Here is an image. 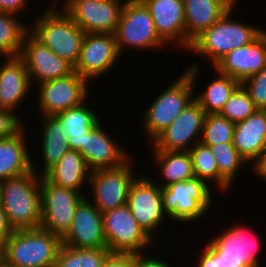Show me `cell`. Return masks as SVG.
Here are the masks:
<instances>
[{"label":"cell","mask_w":266,"mask_h":267,"mask_svg":"<svg viewBox=\"0 0 266 267\" xmlns=\"http://www.w3.org/2000/svg\"><path fill=\"white\" fill-rule=\"evenodd\" d=\"M38 170L0 182V205L14 230L36 229L41 224V194Z\"/></svg>","instance_id":"1"},{"label":"cell","mask_w":266,"mask_h":267,"mask_svg":"<svg viewBox=\"0 0 266 267\" xmlns=\"http://www.w3.org/2000/svg\"><path fill=\"white\" fill-rule=\"evenodd\" d=\"M199 68L198 64H190L145 110L142 128L151 142L195 100Z\"/></svg>","instance_id":"2"},{"label":"cell","mask_w":266,"mask_h":267,"mask_svg":"<svg viewBox=\"0 0 266 267\" xmlns=\"http://www.w3.org/2000/svg\"><path fill=\"white\" fill-rule=\"evenodd\" d=\"M222 232L207 242L195 267H261L257 238L243 225L237 223Z\"/></svg>","instance_id":"3"},{"label":"cell","mask_w":266,"mask_h":267,"mask_svg":"<svg viewBox=\"0 0 266 267\" xmlns=\"http://www.w3.org/2000/svg\"><path fill=\"white\" fill-rule=\"evenodd\" d=\"M58 1L36 18L29 31L52 52L76 65L86 33L65 13L57 9ZM56 4V5H55Z\"/></svg>","instance_id":"4"},{"label":"cell","mask_w":266,"mask_h":267,"mask_svg":"<svg viewBox=\"0 0 266 267\" xmlns=\"http://www.w3.org/2000/svg\"><path fill=\"white\" fill-rule=\"evenodd\" d=\"M234 7L235 5L210 28L198 35L192 41L189 51L210 58L209 61L215 66L227 53L248 45L264 31L256 26L232 20L230 15Z\"/></svg>","instance_id":"5"},{"label":"cell","mask_w":266,"mask_h":267,"mask_svg":"<svg viewBox=\"0 0 266 267\" xmlns=\"http://www.w3.org/2000/svg\"><path fill=\"white\" fill-rule=\"evenodd\" d=\"M62 239L41 227L15 230L2 256L15 267H53Z\"/></svg>","instance_id":"6"},{"label":"cell","mask_w":266,"mask_h":267,"mask_svg":"<svg viewBox=\"0 0 266 267\" xmlns=\"http://www.w3.org/2000/svg\"><path fill=\"white\" fill-rule=\"evenodd\" d=\"M210 188L197 177L161 188L164 213L180 223L197 221L210 209L213 200Z\"/></svg>","instance_id":"7"},{"label":"cell","mask_w":266,"mask_h":267,"mask_svg":"<svg viewBox=\"0 0 266 267\" xmlns=\"http://www.w3.org/2000/svg\"><path fill=\"white\" fill-rule=\"evenodd\" d=\"M114 36L120 54L127 47L147 50L166 44L156 32L149 9L141 0L124 2Z\"/></svg>","instance_id":"8"},{"label":"cell","mask_w":266,"mask_h":267,"mask_svg":"<svg viewBox=\"0 0 266 267\" xmlns=\"http://www.w3.org/2000/svg\"><path fill=\"white\" fill-rule=\"evenodd\" d=\"M40 227L61 239L67 234L78 204L84 194L71 188L59 187L40 178Z\"/></svg>","instance_id":"9"},{"label":"cell","mask_w":266,"mask_h":267,"mask_svg":"<svg viewBox=\"0 0 266 267\" xmlns=\"http://www.w3.org/2000/svg\"><path fill=\"white\" fill-rule=\"evenodd\" d=\"M102 214L104 236L110 252L142 254L143 249L152 247L153 238L136 222L127 204Z\"/></svg>","instance_id":"10"},{"label":"cell","mask_w":266,"mask_h":267,"mask_svg":"<svg viewBox=\"0 0 266 267\" xmlns=\"http://www.w3.org/2000/svg\"><path fill=\"white\" fill-rule=\"evenodd\" d=\"M130 158L120 166L94 170L90 173L88 184L91 189V203L101 212L127 204L129 189L135 175Z\"/></svg>","instance_id":"11"},{"label":"cell","mask_w":266,"mask_h":267,"mask_svg":"<svg viewBox=\"0 0 266 267\" xmlns=\"http://www.w3.org/2000/svg\"><path fill=\"white\" fill-rule=\"evenodd\" d=\"M121 0H65V13L87 33L115 32L124 2Z\"/></svg>","instance_id":"12"},{"label":"cell","mask_w":266,"mask_h":267,"mask_svg":"<svg viewBox=\"0 0 266 267\" xmlns=\"http://www.w3.org/2000/svg\"><path fill=\"white\" fill-rule=\"evenodd\" d=\"M38 108L42 115L59 112L82 104L89 94V82L77 72L47 80L38 85Z\"/></svg>","instance_id":"13"},{"label":"cell","mask_w":266,"mask_h":267,"mask_svg":"<svg viewBox=\"0 0 266 267\" xmlns=\"http://www.w3.org/2000/svg\"><path fill=\"white\" fill-rule=\"evenodd\" d=\"M205 117L206 112L194 100L171 125L149 141L151 148L153 151H189L201 140Z\"/></svg>","instance_id":"14"},{"label":"cell","mask_w":266,"mask_h":267,"mask_svg":"<svg viewBox=\"0 0 266 267\" xmlns=\"http://www.w3.org/2000/svg\"><path fill=\"white\" fill-rule=\"evenodd\" d=\"M143 175V176H142ZM129 189L127 205L136 222L154 239V231L164 224L161 187L154 180L142 174Z\"/></svg>","instance_id":"15"},{"label":"cell","mask_w":266,"mask_h":267,"mask_svg":"<svg viewBox=\"0 0 266 267\" xmlns=\"http://www.w3.org/2000/svg\"><path fill=\"white\" fill-rule=\"evenodd\" d=\"M120 56L113 33H87L73 69L89 82L108 73Z\"/></svg>","instance_id":"16"},{"label":"cell","mask_w":266,"mask_h":267,"mask_svg":"<svg viewBox=\"0 0 266 267\" xmlns=\"http://www.w3.org/2000/svg\"><path fill=\"white\" fill-rule=\"evenodd\" d=\"M19 57L27 67L31 85H33L34 81L41 83L62 78L74 72L70 63L52 52L30 31L23 38Z\"/></svg>","instance_id":"17"},{"label":"cell","mask_w":266,"mask_h":267,"mask_svg":"<svg viewBox=\"0 0 266 267\" xmlns=\"http://www.w3.org/2000/svg\"><path fill=\"white\" fill-rule=\"evenodd\" d=\"M62 244L79 248H107L103 214L85 197L77 206Z\"/></svg>","instance_id":"18"},{"label":"cell","mask_w":266,"mask_h":267,"mask_svg":"<svg viewBox=\"0 0 266 267\" xmlns=\"http://www.w3.org/2000/svg\"><path fill=\"white\" fill-rule=\"evenodd\" d=\"M266 67V30L248 45L227 53L213 68L242 83Z\"/></svg>","instance_id":"19"},{"label":"cell","mask_w":266,"mask_h":267,"mask_svg":"<svg viewBox=\"0 0 266 267\" xmlns=\"http://www.w3.org/2000/svg\"><path fill=\"white\" fill-rule=\"evenodd\" d=\"M112 139L102 128L101 121L85 134L79 152L91 172L120 166L129 159L128 152Z\"/></svg>","instance_id":"20"},{"label":"cell","mask_w":266,"mask_h":267,"mask_svg":"<svg viewBox=\"0 0 266 267\" xmlns=\"http://www.w3.org/2000/svg\"><path fill=\"white\" fill-rule=\"evenodd\" d=\"M149 9L159 37L170 44L178 43L186 49L183 0H141Z\"/></svg>","instance_id":"21"},{"label":"cell","mask_w":266,"mask_h":267,"mask_svg":"<svg viewBox=\"0 0 266 267\" xmlns=\"http://www.w3.org/2000/svg\"><path fill=\"white\" fill-rule=\"evenodd\" d=\"M232 144L248 164L254 165L266 151V110L257 109L236 123Z\"/></svg>","instance_id":"22"},{"label":"cell","mask_w":266,"mask_h":267,"mask_svg":"<svg viewBox=\"0 0 266 267\" xmlns=\"http://www.w3.org/2000/svg\"><path fill=\"white\" fill-rule=\"evenodd\" d=\"M186 49L204 30L216 23L236 3L233 0H183Z\"/></svg>","instance_id":"23"},{"label":"cell","mask_w":266,"mask_h":267,"mask_svg":"<svg viewBox=\"0 0 266 267\" xmlns=\"http://www.w3.org/2000/svg\"><path fill=\"white\" fill-rule=\"evenodd\" d=\"M0 66V108L17 111L21 101L32 87L24 61L19 57H6Z\"/></svg>","instance_id":"24"},{"label":"cell","mask_w":266,"mask_h":267,"mask_svg":"<svg viewBox=\"0 0 266 267\" xmlns=\"http://www.w3.org/2000/svg\"><path fill=\"white\" fill-rule=\"evenodd\" d=\"M91 171L79 151L69 150L43 177L59 187L71 188L82 193L84 182H89Z\"/></svg>","instance_id":"25"},{"label":"cell","mask_w":266,"mask_h":267,"mask_svg":"<svg viewBox=\"0 0 266 267\" xmlns=\"http://www.w3.org/2000/svg\"><path fill=\"white\" fill-rule=\"evenodd\" d=\"M28 145L24 131L17 136L0 139V182L32 170Z\"/></svg>","instance_id":"26"},{"label":"cell","mask_w":266,"mask_h":267,"mask_svg":"<svg viewBox=\"0 0 266 267\" xmlns=\"http://www.w3.org/2000/svg\"><path fill=\"white\" fill-rule=\"evenodd\" d=\"M86 101L56 114L63 124V131L70 150L80 151L85 134L100 122V117L94 113L95 111L85 105Z\"/></svg>","instance_id":"27"},{"label":"cell","mask_w":266,"mask_h":267,"mask_svg":"<svg viewBox=\"0 0 266 267\" xmlns=\"http://www.w3.org/2000/svg\"><path fill=\"white\" fill-rule=\"evenodd\" d=\"M41 156L43 159V176L60 158L70 150L63 124L56 115H42Z\"/></svg>","instance_id":"28"},{"label":"cell","mask_w":266,"mask_h":267,"mask_svg":"<svg viewBox=\"0 0 266 267\" xmlns=\"http://www.w3.org/2000/svg\"><path fill=\"white\" fill-rule=\"evenodd\" d=\"M152 155L160 167L159 176L165 181L156 182L161 188L195 177L189 151H154Z\"/></svg>","instance_id":"29"},{"label":"cell","mask_w":266,"mask_h":267,"mask_svg":"<svg viewBox=\"0 0 266 267\" xmlns=\"http://www.w3.org/2000/svg\"><path fill=\"white\" fill-rule=\"evenodd\" d=\"M216 73L218 74L217 78H213L202 93L195 95V100L206 114H219L231 94L241 84L238 80L217 70Z\"/></svg>","instance_id":"30"},{"label":"cell","mask_w":266,"mask_h":267,"mask_svg":"<svg viewBox=\"0 0 266 267\" xmlns=\"http://www.w3.org/2000/svg\"><path fill=\"white\" fill-rule=\"evenodd\" d=\"M189 154L192 161L194 176L202 179L207 184L210 181L216 184L221 191L229 190L232 186L219 174L215 156L209 146L196 143L190 150Z\"/></svg>","instance_id":"31"},{"label":"cell","mask_w":266,"mask_h":267,"mask_svg":"<svg viewBox=\"0 0 266 267\" xmlns=\"http://www.w3.org/2000/svg\"><path fill=\"white\" fill-rule=\"evenodd\" d=\"M15 14L0 11V55L17 57L20 55L23 38L29 28Z\"/></svg>","instance_id":"32"},{"label":"cell","mask_w":266,"mask_h":267,"mask_svg":"<svg viewBox=\"0 0 266 267\" xmlns=\"http://www.w3.org/2000/svg\"><path fill=\"white\" fill-rule=\"evenodd\" d=\"M108 248L79 249L61 245L53 267H102Z\"/></svg>","instance_id":"33"},{"label":"cell","mask_w":266,"mask_h":267,"mask_svg":"<svg viewBox=\"0 0 266 267\" xmlns=\"http://www.w3.org/2000/svg\"><path fill=\"white\" fill-rule=\"evenodd\" d=\"M209 146L215 156L219 174L232 185L242 169L248 162L239 154L232 143H218Z\"/></svg>","instance_id":"34"},{"label":"cell","mask_w":266,"mask_h":267,"mask_svg":"<svg viewBox=\"0 0 266 267\" xmlns=\"http://www.w3.org/2000/svg\"><path fill=\"white\" fill-rule=\"evenodd\" d=\"M235 123L220 114H206L200 142L204 145L232 143Z\"/></svg>","instance_id":"35"},{"label":"cell","mask_w":266,"mask_h":267,"mask_svg":"<svg viewBox=\"0 0 266 267\" xmlns=\"http://www.w3.org/2000/svg\"><path fill=\"white\" fill-rule=\"evenodd\" d=\"M256 110L257 108L251 100L250 95L240 84L231 94L219 114L236 124L248 118Z\"/></svg>","instance_id":"36"},{"label":"cell","mask_w":266,"mask_h":267,"mask_svg":"<svg viewBox=\"0 0 266 267\" xmlns=\"http://www.w3.org/2000/svg\"><path fill=\"white\" fill-rule=\"evenodd\" d=\"M241 85L250 95L255 107L266 110V67L245 79Z\"/></svg>","instance_id":"37"},{"label":"cell","mask_w":266,"mask_h":267,"mask_svg":"<svg viewBox=\"0 0 266 267\" xmlns=\"http://www.w3.org/2000/svg\"><path fill=\"white\" fill-rule=\"evenodd\" d=\"M17 111L0 108V139L17 136L24 131Z\"/></svg>","instance_id":"38"},{"label":"cell","mask_w":266,"mask_h":267,"mask_svg":"<svg viewBox=\"0 0 266 267\" xmlns=\"http://www.w3.org/2000/svg\"><path fill=\"white\" fill-rule=\"evenodd\" d=\"M102 267H134V254L110 252Z\"/></svg>","instance_id":"39"},{"label":"cell","mask_w":266,"mask_h":267,"mask_svg":"<svg viewBox=\"0 0 266 267\" xmlns=\"http://www.w3.org/2000/svg\"><path fill=\"white\" fill-rule=\"evenodd\" d=\"M15 230L9 224L7 215L0 205V253L2 254L6 247V242Z\"/></svg>","instance_id":"40"},{"label":"cell","mask_w":266,"mask_h":267,"mask_svg":"<svg viewBox=\"0 0 266 267\" xmlns=\"http://www.w3.org/2000/svg\"><path fill=\"white\" fill-rule=\"evenodd\" d=\"M134 267H171L167 261L156 257H145L144 254H134Z\"/></svg>","instance_id":"41"},{"label":"cell","mask_w":266,"mask_h":267,"mask_svg":"<svg viewBox=\"0 0 266 267\" xmlns=\"http://www.w3.org/2000/svg\"><path fill=\"white\" fill-rule=\"evenodd\" d=\"M27 1L28 0H0V11L18 16V13L27 8L25 7L27 6Z\"/></svg>","instance_id":"42"},{"label":"cell","mask_w":266,"mask_h":267,"mask_svg":"<svg viewBox=\"0 0 266 267\" xmlns=\"http://www.w3.org/2000/svg\"><path fill=\"white\" fill-rule=\"evenodd\" d=\"M252 170L261 179L266 180V151L262 154L261 158L252 166Z\"/></svg>","instance_id":"43"},{"label":"cell","mask_w":266,"mask_h":267,"mask_svg":"<svg viewBox=\"0 0 266 267\" xmlns=\"http://www.w3.org/2000/svg\"><path fill=\"white\" fill-rule=\"evenodd\" d=\"M0 267H15L10 264L3 256L0 257Z\"/></svg>","instance_id":"44"}]
</instances>
